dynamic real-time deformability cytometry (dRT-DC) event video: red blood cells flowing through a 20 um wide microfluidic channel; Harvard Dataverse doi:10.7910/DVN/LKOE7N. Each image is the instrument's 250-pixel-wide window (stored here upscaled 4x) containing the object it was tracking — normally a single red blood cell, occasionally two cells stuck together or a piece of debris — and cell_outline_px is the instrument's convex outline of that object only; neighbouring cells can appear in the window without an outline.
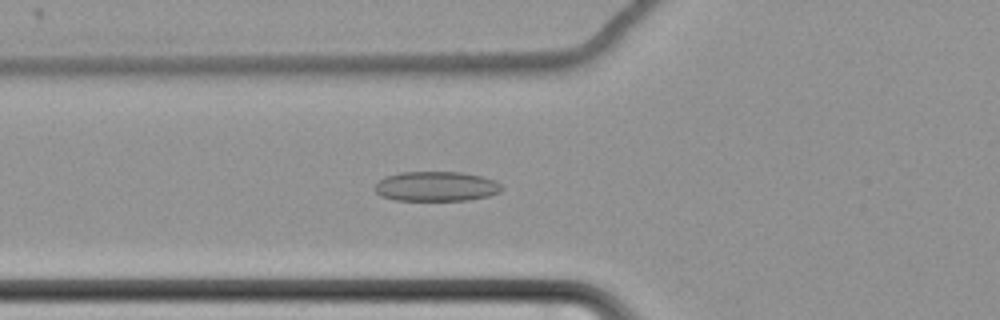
{"species": "common noctule bat (a hibernating species)", "species_latin": "Nyctalus noctula", "temperature_condition": "cold", "stored_images_in_passage": 62, "camera_frame_rate_fps": 3000, "um_per_image_px": 0.085, "animal": {"sex": "female", "body_mass_g": 22.7, "forearm_length_mm": 54.2}, "frame": {"image": 1, "passage_image": 25, "time_ms": 8.0, "image_size_px": [1000, 320], "cell_outline_px": [[504, 188], [500, 192], [488, 196], [468, 200], [396, 200], [380, 196], [372, 188], [384, 176], [400, 172], [460, 172], [480, 176], [496, 180]], "centroid_in_image_um": [37.06, 15.84], "position_along_channel_um": 88.7, "area_um2": 22.14}}
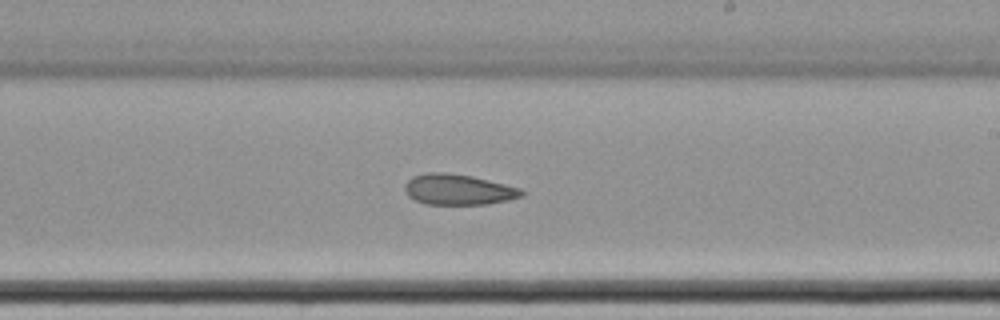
{"frame": {"image": 2, "passage_image": 39, "time_ms": 12.667, "image_size_px": [1000, 320], "cell_outline_px": [[524, 196], [508, 200], [488, 204], [424, 204], [408, 196], [404, 188], [404, 184], [412, 176], [424, 172], [444, 172], [472, 176], [520, 188], [524, 192]], "centroid_in_image_um": [38.93, 16.11], "position_along_channel_um": 250.1, "area_um2": 20.92}}
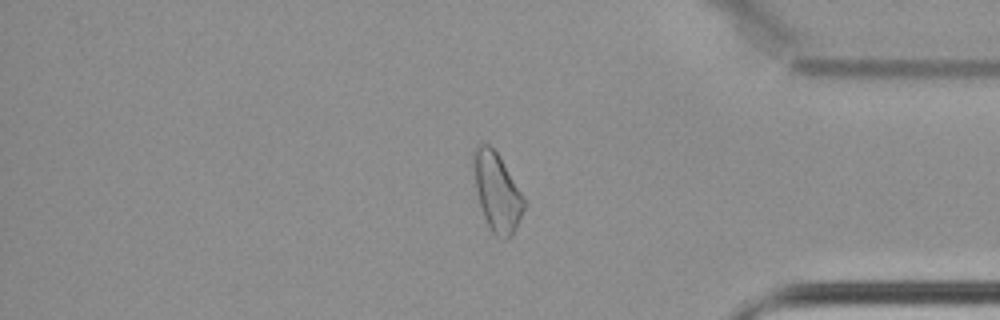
{"frame": {"image": 3, "passage_image": 53, "time_ms": 17.333, "image_size_px": [1000, 320], "cell_outline_px": [[528, 204], [512, 236], [508, 240], [504, 240], [496, 236], [492, 232], [484, 216], [480, 204], [476, 188], [472, 168], [472, 152], [476, 144], [488, 144], [496, 152], [524, 196]], "centroid_in_image_um": [42.25, 16.34], "position_along_channel_um": 392.9, "area_um2": 23.29}, "authors_computed_cell_mechanics": {"area_um2": 23.5535, "velocity_mm_per_s": 3.4691, "shape_relaxation_time_tau1_ms": null, "shape_relaxation_time_tau2_ms": 10.4359, "deformation_change_tau1": null, "deformation_change_tau2": 0.1752}}